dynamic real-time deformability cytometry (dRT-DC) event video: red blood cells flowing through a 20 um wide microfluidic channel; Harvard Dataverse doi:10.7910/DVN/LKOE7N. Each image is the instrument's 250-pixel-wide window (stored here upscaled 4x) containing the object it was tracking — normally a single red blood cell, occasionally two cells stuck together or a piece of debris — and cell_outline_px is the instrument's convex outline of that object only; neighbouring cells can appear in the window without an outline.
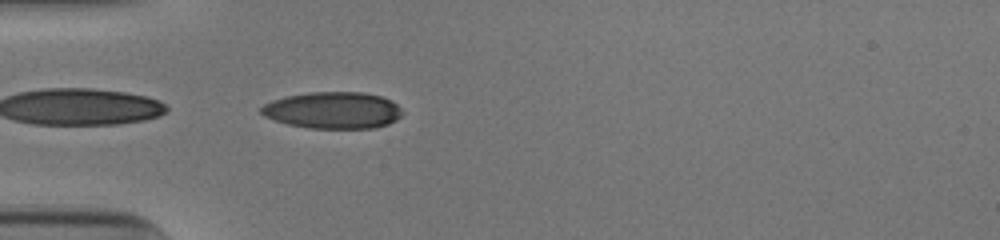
{"species": "human", "species_latin": "Homo sapiens", "temperature_condition": "cold", "stored_images_in_passage": 37, "camera_frame_rate_fps": 3000, "um_per_image_px": 0.085, "donor": {"sex": "male"}, "frame": {"image": 1, "passage_image": 1, "time_ms": 0.0, "image_size_px": [1000, 240], "cell_outline_px": [[404, 112], [396, 120], [388, 124], [372, 128], [308, 128], [288, 124], [264, 116], [260, 112], [260, 108], [264, 104], [272, 100], [284, 96], [308, 92], [364, 92], [380, 96], [392, 100]], "centroid_in_image_um": [28.3, 9.36], "position_along_channel_um": 56.7, "area_um2": 30.29}}
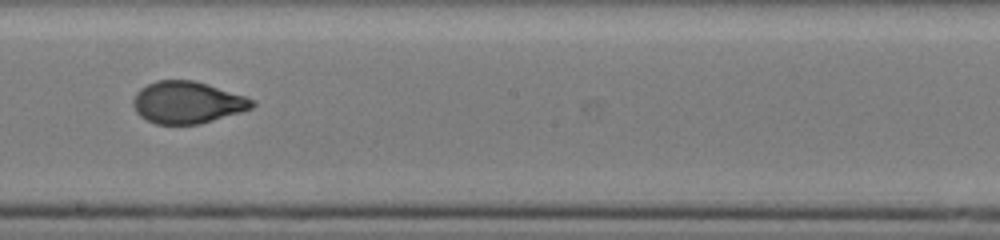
{"frame": {"image": 2, "passage_image": 15, "time_ms": 4.667, "image_size_px": [1000, 240], "cell_outline_px": [[256, 104], [252, 108], [240, 112], [200, 124], [156, 124], [140, 116], [136, 112], [132, 104], [132, 100], [136, 92], [140, 88], [156, 80], [192, 80], [208, 84], [256, 100]], "centroid_in_image_um": [15.9, 8.7], "position_along_channel_um": 232.3, "area_um2": 29.13}}
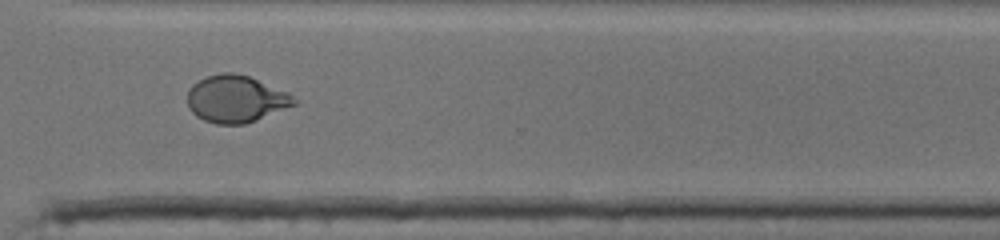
{"frame": {"image": 3, "passage_image": 24, "time_ms": 7.667, "image_size_px": [1000, 240], "cell_outline_px": [[300, 100], [296, 104], [244, 124], [216, 124], [204, 120], [196, 116], [188, 108], [188, 88], [192, 84], [208, 76], [224, 72], [232, 72], [248, 76], [288, 92]], "centroid_in_image_um": [20.04, 8.41], "position_along_channel_um": 350.6, "area_um2": 29.13}, "authors_computed_cell_mechanics": {"area_um2": 30.056, "velocity_mm_per_s": 3.9356, "shape_relaxation_time_tau1_ms": 9.4493, "shape_relaxation_time_tau2_ms": 0.8537, "deformation_change_tau1": 0.3072, "deformation_change_tau2": 0.0569}}